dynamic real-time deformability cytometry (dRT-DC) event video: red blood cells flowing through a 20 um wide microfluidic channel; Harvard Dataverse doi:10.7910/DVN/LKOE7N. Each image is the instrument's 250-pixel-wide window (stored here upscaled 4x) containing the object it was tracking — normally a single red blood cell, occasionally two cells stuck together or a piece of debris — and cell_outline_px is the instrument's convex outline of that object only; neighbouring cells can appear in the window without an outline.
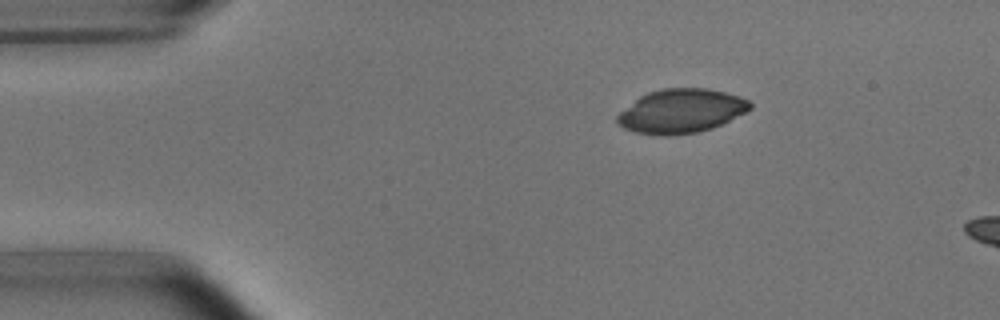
{"species": "common noctule bat (a hibernating species)", "species_latin": "Nyctalus noctula", "temperature_condition": "room temperature", "stored_images_in_passage": 3, "camera_frame_rate_fps": 3000, "um_per_image_px": 0.085, "animal": {"sex": "male", "body_mass_g": 15.6}, "frame": {"image": 1, "passage_image": 2, "time_ms": 1.0, "image_size_px": [1000, 320], "cell_outline_px": [[752, 108], [712, 128], [696, 132], [668, 136], [660, 136], [636, 132], [624, 128], [616, 124], [616, 116], [620, 112], [640, 96], [648, 92], [660, 88], [708, 88], [740, 96], [748, 100], [752, 104]], "centroid_in_image_um": [57.86, 9.43], "position_along_channel_um": 27.1, "area_um2": 33.93}}